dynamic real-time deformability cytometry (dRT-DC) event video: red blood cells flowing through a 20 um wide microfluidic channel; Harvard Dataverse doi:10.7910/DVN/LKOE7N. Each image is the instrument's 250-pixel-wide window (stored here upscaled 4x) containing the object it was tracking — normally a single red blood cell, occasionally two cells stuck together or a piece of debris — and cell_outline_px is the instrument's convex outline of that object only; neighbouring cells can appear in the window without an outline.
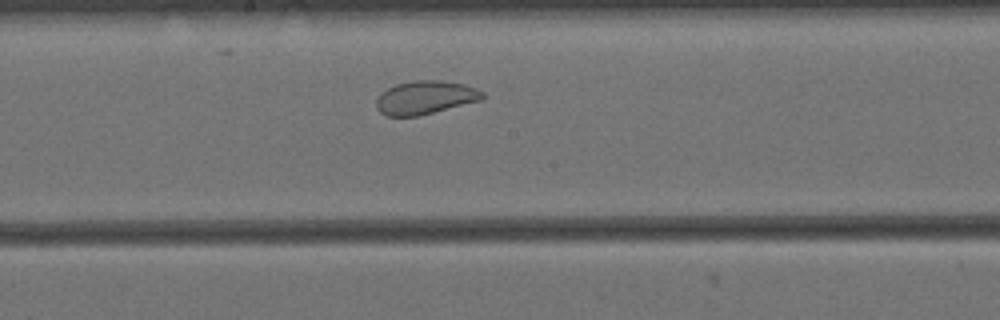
{"species": "Egyptian fruit bat (a non-hibernating species)", "species_latin": "Rousettus aegyptiacus", "temperature_condition": "cold", "stored_images_in_passage": 46, "camera_frame_rate_fps": 3000, "um_per_image_px": 0.085, "animal": {"sex": "female"}, "frame": {"image": 1, "passage_image": 18, "time_ms": 5.667, "image_size_px": [1000, 320], "cell_outline_px": [[484, 100], [416, 116], [388, 116], [380, 112], [376, 108], [376, 100], [380, 92], [396, 84], [412, 80], [440, 80], [464, 84], [476, 88], [484, 92]], "centroid_in_image_um": [36.15, 8.28], "position_along_channel_um": 212.0, "area_um2": 20.81}}
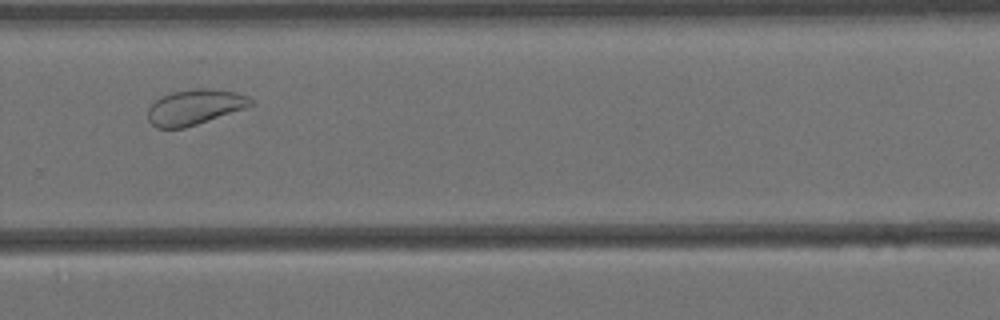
{"frame": {"image": 2, "passage_image": 27, "time_ms": 8.667, "image_size_px": [1000, 320], "cell_outline_px": [[256, 104], [184, 128], [156, 128], [148, 120], [148, 108], [160, 96], [172, 92], [200, 88], [204, 88], [236, 92], [248, 96]], "centroid_in_image_um": [16.54, 9.1], "position_along_channel_um": 313.3, "area_um2": 20.92}}
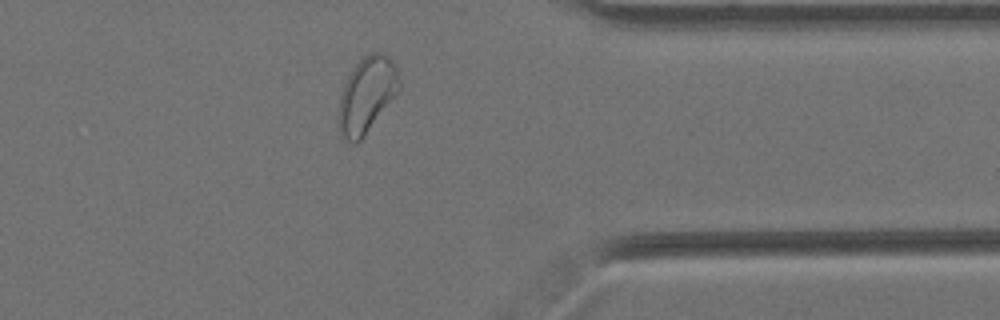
{"frame": {"image": 3, "passage_image": 34, "time_ms": 11.0, "image_size_px": [1000, 320], "cell_outline_px": [[400, 88], [364, 136], [356, 144], [340, 136], [340, 96], [344, 84], [352, 68], [364, 56], [372, 52], [384, 52], [396, 68], [400, 80]], "centroid_in_image_um": [31.18, 8.04], "position_along_channel_um": 380.2, "area_um2": 26.07}}